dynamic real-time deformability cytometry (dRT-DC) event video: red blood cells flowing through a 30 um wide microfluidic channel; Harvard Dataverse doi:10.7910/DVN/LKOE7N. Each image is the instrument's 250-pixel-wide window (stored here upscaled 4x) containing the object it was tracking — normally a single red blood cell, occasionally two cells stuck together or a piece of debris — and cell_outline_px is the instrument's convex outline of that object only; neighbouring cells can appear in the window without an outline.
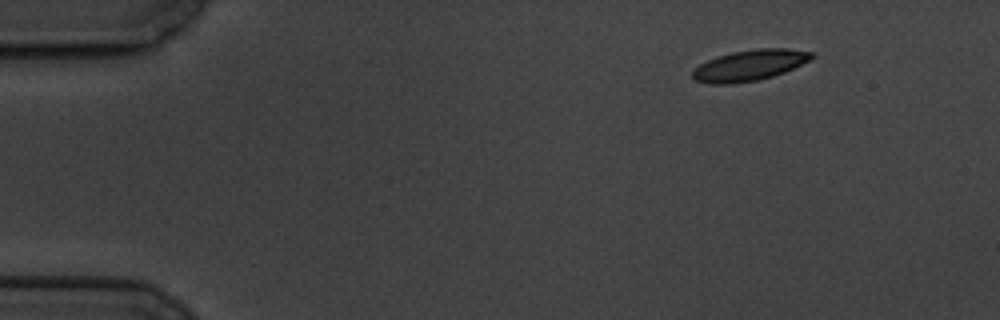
{"species": "common noctule bat (a hibernating species)", "species_latin": "Nyctalus noctula", "temperature_condition": "cold", "stored_images_in_passage": 4, "camera_frame_rate_fps": 3000, "um_per_image_px": 0.085, "animal": {"sex": "male", "body_mass_g": 19.5, "forearm_length_mm": 54.6}, "frame": {"image": 1, "passage_image": 1, "time_ms": 0.0, "image_size_px": [1000, 320], "cell_outline_px": [[816, 56], [812, 60], [784, 72], [772, 76], [756, 80], [732, 84], [712, 84], [696, 80], [692, 76], [692, 72], [700, 64], [708, 60], [732, 52], [756, 48], [788, 48], [816, 52]], "centroid_in_image_um": [63.8, 5.53], "position_along_channel_um": 21.2, "area_um2": 21.44}}
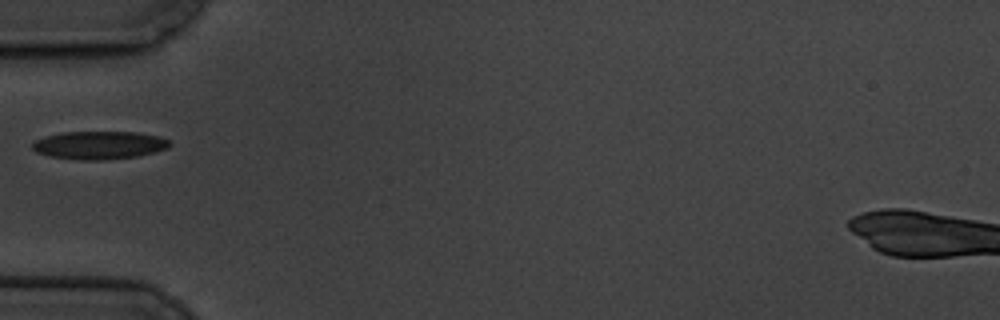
{"frame": {"image": 2, "passage_image": 4, "time_ms": 4.333, "image_size_px": [1000, 320], "cell_outline_px": [[172, 144], [168, 148], [140, 156], [100, 160], [80, 160], [52, 156], [36, 152], [32, 148], [32, 144], [36, 140], [44, 136], [60, 132], [136, 132], [156, 136], [168, 140]], "centroid_in_image_um": [8.43, 12.33], "position_along_channel_um": 76.6, "area_um2": 22.37}}